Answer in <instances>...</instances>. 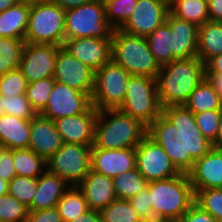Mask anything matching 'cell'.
<instances>
[{"instance_id": "obj_1", "label": "cell", "mask_w": 222, "mask_h": 222, "mask_svg": "<svg viewBox=\"0 0 222 222\" xmlns=\"http://www.w3.org/2000/svg\"><path fill=\"white\" fill-rule=\"evenodd\" d=\"M147 135L163 148L180 173L188 174L195 161L212 148L197 127L194 114L184 105L163 107L147 127Z\"/></svg>"}, {"instance_id": "obj_2", "label": "cell", "mask_w": 222, "mask_h": 222, "mask_svg": "<svg viewBox=\"0 0 222 222\" xmlns=\"http://www.w3.org/2000/svg\"><path fill=\"white\" fill-rule=\"evenodd\" d=\"M205 78V64L196 56L162 65L156 77L160 106L184 105Z\"/></svg>"}, {"instance_id": "obj_3", "label": "cell", "mask_w": 222, "mask_h": 222, "mask_svg": "<svg viewBox=\"0 0 222 222\" xmlns=\"http://www.w3.org/2000/svg\"><path fill=\"white\" fill-rule=\"evenodd\" d=\"M146 135L147 126L139 119H134L119 109L102 110L97 112L92 147L135 148Z\"/></svg>"}, {"instance_id": "obj_4", "label": "cell", "mask_w": 222, "mask_h": 222, "mask_svg": "<svg viewBox=\"0 0 222 222\" xmlns=\"http://www.w3.org/2000/svg\"><path fill=\"white\" fill-rule=\"evenodd\" d=\"M148 187L153 215L168 222H177L195 200L193 187L186 173L148 182Z\"/></svg>"}, {"instance_id": "obj_5", "label": "cell", "mask_w": 222, "mask_h": 222, "mask_svg": "<svg viewBox=\"0 0 222 222\" xmlns=\"http://www.w3.org/2000/svg\"><path fill=\"white\" fill-rule=\"evenodd\" d=\"M111 60L130 75L157 77L161 66L150 52L146 37L133 36L114 29Z\"/></svg>"}, {"instance_id": "obj_6", "label": "cell", "mask_w": 222, "mask_h": 222, "mask_svg": "<svg viewBox=\"0 0 222 222\" xmlns=\"http://www.w3.org/2000/svg\"><path fill=\"white\" fill-rule=\"evenodd\" d=\"M65 12L52 0H30L24 42L62 47L65 40Z\"/></svg>"}, {"instance_id": "obj_7", "label": "cell", "mask_w": 222, "mask_h": 222, "mask_svg": "<svg viewBox=\"0 0 222 222\" xmlns=\"http://www.w3.org/2000/svg\"><path fill=\"white\" fill-rule=\"evenodd\" d=\"M119 110L139 119L148 127L162 113L156 79L131 75L126 83V96Z\"/></svg>"}, {"instance_id": "obj_8", "label": "cell", "mask_w": 222, "mask_h": 222, "mask_svg": "<svg viewBox=\"0 0 222 222\" xmlns=\"http://www.w3.org/2000/svg\"><path fill=\"white\" fill-rule=\"evenodd\" d=\"M65 40L93 37L112 38L114 28L106 20L105 4L99 0L65 12Z\"/></svg>"}, {"instance_id": "obj_9", "label": "cell", "mask_w": 222, "mask_h": 222, "mask_svg": "<svg viewBox=\"0 0 222 222\" xmlns=\"http://www.w3.org/2000/svg\"><path fill=\"white\" fill-rule=\"evenodd\" d=\"M131 75L112 60L94 73L91 95L97 111L119 109L126 96V83Z\"/></svg>"}, {"instance_id": "obj_10", "label": "cell", "mask_w": 222, "mask_h": 222, "mask_svg": "<svg viewBox=\"0 0 222 222\" xmlns=\"http://www.w3.org/2000/svg\"><path fill=\"white\" fill-rule=\"evenodd\" d=\"M91 147L92 145L64 143L46 160L47 171L58 175L69 185L77 186L91 170Z\"/></svg>"}, {"instance_id": "obj_11", "label": "cell", "mask_w": 222, "mask_h": 222, "mask_svg": "<svg viewBox=\"0 0 222 222\" xmlns=\"http://www.w3.org/2000/svg\"><path fill=\"white\" fill-rule=\"evenodd\" d=\"M135 153L136 169L148 182L180 174L163 148L148 135L135 147Z\"/></svg>"}, {"instance_id": "obj_12", "label": "cell", "mask_w": 222, "mask_h": 222, "mask_svg": "<svg viewBox=\"0 0 222 222\" xmlns=\"http://www.w3.org/2000/svg\"><path fill=\"white\" fill-rule=\"evenodd\" d=\"M169 3L165 0H138L131 16L119 28L126 34L147 37L166 22Z\"/></svg>"}, {"instance_id": "obj_13", "label": "cell", "mask_w": 222, "mask_h": 222, "mask_svg": "<svg viewBox=\"0 0 222 222\" xmlns=\"http://www.w3.org/2000/svg\"><path fill=\"white\" fill-rule=\"evenodd\" d=\"M60 46L25 43L20 66L27 83L54 77L56 55Z\"/></svg>"}, {"instance_id": "obj_14", "label": "cell", "mask_w": 222, "mask_h": 222, "mask_svg": "<svg viewBox=\"0 0 222 222\" xmlns=\"http://www.w3.org/2000/svg\"><path fill=\"white\" fill-rule=\"evenodd\" d=\"M91 106V98L87 94L55 81L48 103L39 114L54 121L85 113Z\"/></svg>"}, {"instance_id": "obj_15", "label": "cell", "mask_w": 222, "mask_h": 222, "mask_svg": "<svg viewBox=\"0 0 222 222\" xmlns=\"http://www.w3.org/2000/svg\"><path fill=\"white\" fill-rule=\"evenodd\" d=\"M94 73L93 70L70 55L63 47L58 49L54 72L55 81L85 93L91 98Z\"/></svg>"}, {"instance_id": "obj_16", "label": "cell", "mask_w": 222, "mask_h": 222, "mask_svg": "<svg viewBox=\"0 0 222 222\" xmlns=\"http://www.w3.org/2000/svg\"><path fill=\"white\" fill-rule=\"evenodd\" d=\"M62 47L94 72L111 61L112 38L67 39Z\"/></svg>"}, {"instance_id": "obj_17", "label": "cell", "mask_w": 222, "mask_h": 222, "mask_svg": "<svg viewBox=\"0 0 222 222\" xmlns=\"http://www.w3.org/2000/svg\"><path fill=\"white\" fill-rule=\"evenodd\" d=\"M91 170L115 178L136 168L135 148L102 149L91 147Z\"/></svg>"}, {"instance_id": "obj_18", "label": "cell", "mask_w": 222, "mask_h": 222, "mask_svg": "<svg viewBox=\"0 0 222 222\" xmlns=\"http://www.w3.org/2000/svg\"><path fill=\"white\" fill-rule=\"evenodd\" d=\"M97 110L91 106L85 113L54 120L64 143L93 145Z\"/></svg>"}, {"instance_id": "obj_19", "label": "cell", "mask_w": 222, "mask_h": 222, "mask_svg": "<svg viewBox=\"0 0 222 222\" xmlns=\"http://www.w3.org/2000/svg\"><path fill=\"white\" fill-rule=\"evenodd\" d=\"M64 144L54 122L41 114L30 120V141L28 149L48 160Z\"/></svg>"}, {"instance_id": "obj_20", "label": "cell", "mask_w": 222, "mask_h": 222, "mask_svg": "<svg viewBox=\"0 0 222 222\" xmlns=\"http://www.w3.org/2000/svg\"><path fill=\"white\" fill-rule=\"evenodd\" d=\"M188 175L194 194L198 190L222 188V150L212 147L195 161Z\"/></svg>"}, {"instance_id": "obj_21", "label": "cell", "mask_w": 222, "mask_h": 222, "mask_svg": "<svg viewBox=\"0 0 222 222\" xmlns=\"http://www.w3.org/2000/svg\"><path fill=\"white\" fill-rule=\"evenodd\" d=\"M166 22L171 30L172 56L176 60L196 57L199 27L173 16L170 12L166 18Z\"/></svg>"}, {"instance_id": "obj_22", "label": "cell", "mask_w": 222, "mask_h": 222, "mask_svg": "<svg viewBox=\"0 0 222 222\" xmlns=\"http://www.w3.org/2000/svg\"><path fill=\"white\" fill-rule=\"evenodd\" d=\"M90 210L100 211L117 199L113 179L90 170L77 185Z\"/></svg>"}, {"instance_id": "obj_23", "label": "cell", "mask_w": 222, "mask_h": 222, "mask_svg": "<svg viewBox=\"0 0 222 222\" xmlns=\"http://www.w3.org/2000/svg\"><path fill=\"white\" fill-rule=\"evenodd\" d=\"M70 186L64 179L46 170L37 178V191L28 211L56 207L58 201Z\"/></svg>"}, {"instance_id": "obj_24", "label": "cell", "mask_w": 222, "mask_h": 222, "mask_svg": "<svg viewBox=\"0 0 222 222\" xmlns=\"http://www.w3.org/2000/svg\"><path fill=\"white\" fill-rule=\"evenodd\" d=\"M29 141L30 120L7 114L0 118V144L5 149H27Z\"/></svg>"}, {"instance_id": "obj_25", "label": "cell", "mask_w": 222, "mask_h": 222, "mask_svg": "<svg viewBox=\"0 0 222 222\" xmlns=\"http://www.w3.org/2000/svg\"><path fill=\"white\" fill-rule=\"evenodd\" d=\"M30 0H21L0 13V37L25 40Z\"/></svg>"}, {"instance_id": "obj_26", "label": "cell", "mask_w": 222, "mask_h": 222, "mask_svg": "<svg viewBox=\"0 0 222 222\" xmlns=\"http://www.w3.org/2000/svg\"><path fill=\"white\" fill-rule=\"evenodd\" d=\"M222 54V22L207 21L198 29L197 56L205 64Z\"/></svg>"}, {"instance_id": "obj_27", "label": "cell", "mask_w": 222, "mask_h": 222, "mask_svg": "<svg viewBox=\"0 0 222 222\" xmlns=\"http://www.w3.org/2000/svg\"><path fill=\"white\" fill-rule=\"evenodd\" d=\"M184 106L193 114L209 110H222V97L204 78L190 93Z\"/></svg>"}, {"instance_id": "obj_28", "label": "cell", "mask_w": 222, "mask_h": 222, "mask_svg": "<svg viewBox=\"0 0 222 222\" xmlns=\"http://www.w3.org/2000/svg\"><path fill=\"white\" fill-rule=\"evenodd\" d=\"M169 10L173 16L198 27L210 21L207 0H172Z\"/></svg>"}, {"instance_id": "obj_29", "label": "cell", "mask_w": 222, "mask_h": 222, "mask_svg": "<svg viewBox=\"0 0 222 222\" xmlns=\"http://www.w3.org/2000/svg\"><path fill=\"white\" fill-rule=\"evenodd\" d=\"M16 175L38 178L47 170L46 160L31 149H12Z\"/></svg>"}, {"instance_id": "obj_30", "label": "cell", "mask_w": 222, "mask_h": 222, "mask_svg": "<svg viewBox=\"0 0 222 222\" xmlns=\"http://www.w3.org/2000/svg\"><path fill=\"white\" fill-rule=\"evenodd\" d=\"M150 52L160 66L176 60L171 53V30L164 22L146 37Z\"/></svg>"}, {"instance_id": "obj_31", "label": "cell", "mask_w": 222, "mask_h": 222, "mask_svg": "<svg viewBox=\"0 0 222 222\" xmlns=\"http://www.w3.org/2000/svg\"><path fill=\"white\" fill-rule=\"evenodd\" d=\"M56 208L63 222L74 220L89 210L83 192L77 186H70L58 201Z\"/></svg>"}, {"instance_id": "obj_32", "label": "cell", "mask_w": 222, "mask_h": 222, "mask_svg": "<svg viewBox=\"0 0 222 222\" xmlns=\"http://www.w3.org/2000/svg\"><path fill=\"white\" fill-rule=\"evenodd\" d=\"M113 185L117 199L129 200L145 189L148 181L135 168L113 178Z\"/></svg>"}, {"instance_id": "obj_33", "label": "cell", "mask_w": 222, "mask_h": 222, "mask_svg": "<svg viewBox=\"0 0 222 222\" xmlns=\"http://www.w3.org/2000/svg\"><path fill=\"white\" fill-rule=\"evenodd\" d=\"M24 40L0 37V76L19 68Z\"/></svg>"}, {"instance_id": "obj_34", "label": "cell", "mask_w": 222, "mask_h": 222, "mask_svg": "<svg viewBox=\"0 0 222 222\" xmlns=\"http://www.w3.org/2000/svg\"><path fill=\"white\" fill-rule=\"evenodd\" d=\"M102 222H138L140 216L129 200L116 199L99 211Z\"/></svg>"}, {"instance_id": "obj_35", "label": "cell", "mask_w": 222, "mask_h": 222, "mask_svg": "<svg viewBox=\"0 0 222 222\" xmlns=\"http://www.w3.org/2000/svg\"><path fill=\"white\" fill-rule=\"evenodd\" d=\"M54 84V77H49L27 85L25 96L37 114L46 107Z\"/></svg>"}, {"instance_id": "obj_36", "label": "cell", "mask_w": 222, "mask_h": 222, "mask_svg": "<svg viewBox=\"0 0 222 222\" xmlns=\"http://www.w3.org/2000/svg\"><path fill=\"white\" fill-rule=\"evenodd\" d=\"M37 191V178L16 175L8 184V194L29 208Z\"/></svg>"}, {"instance_id": "obj_37", "label": "cell", "mask_w": 222, "mask_h": 222, "mask_svg": "<svg viewBox=\"0 0 222 222\" xmlns=\"http://www.w3.org/2000/svg\"><path fill=\"white\" fill-rule=\"evenodd\" d=\"M138 0H109L105 3L106 20L119 29L131 16Z\"/></svg>"}, {"instance_id": "obj_38", "label": "cell", "mask_w": 222, "mask_h": 222, "mask_svg": "<svg viewBox=\"0 0 222 222\" xmlns=\"http://www.w3.org/2000/svg\"><path fill=\"white\" fill-rule=\"evenodd\" d=\"M194 202L222 222V188L198 190Z\"/></svg>"}, {"instance_id": "obj_39", "label": "cell", "mask_w": 222, "mask_h": 222, "mask_svg": "<svg viewBox=\"0 0 222 222\" xmlns=\"http://www.w3.org/2000/svg\"><path fill=\"white\" fill-rule=\"evenodd\" d=\"M28 208L10 194L0 196V222H24Z\"/></svg>"}, {"instance_id": "obj_40", "label": "cell", "mask_w": 222, "mask_h": 222, "mask_svg": "<svg viewBox=\"0 0 222 222\" xmlns=\"http://www.w3.org/2000/svg\"><path fill=\"white\" fill-rule=\"evenodd\" d=\"M1 104L5 110V114L24 120H31L37 114L25 94L8 97L2 96Z\"/></svg>"}, {"instance_id": "obj_41", "label": "cell", "mask_w": 222, "mask_h": 222, "mask_svg": "<svg viewBox=\"0 0 222 222\" xmlns=\"http://www.w3.org/2000/svg\"><path fill=\"white\" fill-rule=\"evenodd\" d=\"M27 85L26 78L20 68L10 70L5 75L0 76V94L3 97L25 94Z\"/></svg>"}, {"instance_id": "obj_42", "label": "cell", "mask_w": 222, "mask_h": 222, "mask_svg": "<svg viewBox=\"0 0 222 222\" xmlns=\"http://www.w3.org/2000/svg\"><path fill=\"white\" fill-rule=\"evenodd\" d=\"M221 112L222 110H209L194 113L197 127L202 135L211 143L217 138Z\"/></svg>"}, {"instance_id": "obj_43", "label": "cell", "mask_w": 222, "mask_h": 222, "mask_svg": "<svg viewBox=\"0 0 222 222\" xmlns=\"http://www.w3.org/2000/svg\"><path fill=\"white\" fill-rule=\"evenodd\" d=\"M131 206L140 216V218H146L153 216V211L150 206L149 199V187L141 190L136 196L129 199Z\"/></svg>"}, {"instance_id": "obj_44", "label": "cell", "mask_w": 222, "mask_h": 222, "mask_svg": "<svg viewBox=\"0 0 222 222\" xmlns=\"http://www.w3.org/2000/svg\"><path fill=\"white\" fill-rule=\"evenodd\" d=\"M177 222H218L210 213L204 211L195 202Z\"/></svg>"}, {"instance_id": "obj_45", "label": "cell", "mask_w": 222, "mask_h": 222, "mask_svg": "<svg viewBox=\"0 0 222 222\" xmlns=\"http://www.w3.org/2000/svg\"><path fill=\"white\" fill-rule=\"evenodd\" d=\"M24 222H63L56 207L37 211H28Z\"/></svg>"}, {"instance_id": "obj_46", "label": "cell", "mask_w": 222, "mask_h": 222, "mask_svg": "<svg viewBox=\"0 0 222 222\" xmlns=\"http://www.w3.org/2000/svg\"><path fill=\"white\" fill-rule=\"evenodd\" d=\"M13 162L14 160L12 151L5 149L0 157V178L7 182L16 176Z\"/></svg>"}, {"instance_id": "obj_47", "label": "cell", "mask_w": 222, "mask_h": 222, "mask_svg": "<svg viewBox=\"0 0 222 222\" xmlns=\"http://www.w3.org/2000/svg\"><path fill=\"white\" fill-rule=\"evenodd\" d=\"M210 21L222 22V0H207Z\"/></svg>"}, {"instance_id": "obj_48", "label": "cell", "mask_w": 222, "mask_h": 222, "mask_svg": "<svg viewBox=\"0 0 222 222\" xmlns=\"http://www.w3.org/2000/svg\"><path fill=\"white\" fill-rule=\"evenodd\" d=\"M205 73H222V54L210 58L205 63Z\"/></svg>"}, {"instance_id": "obj_49", "label": "cell", "mask_w": 222, "mask_h": 222, "mask_svg": "<svg viewBox=\"0 0 222 222\" xmlns=\"http://www.w3.org/2000/svg\"><path fill=\"white\" fill-rule=\"evenodd\" d=\"M69 222H102L99 211L88 210Z\"/></svg>"}, {"instance_id": "obj_50", "label": "cell", "mask_w": 222, "mask_h": 222, "mask_svg": "<svg viewBox=\"0 0 222 222\" xmlns=\"http://www.w3.org/2000/svg\"><path fill=\"white\" fill-rule=\"evenodd\" d=\"M205 78L222 97V73H205Z\"/></svg>"}, {"instance_id": "obj_51", "label": "cell", "mask_w": 222, "mask_h": 222, "mask_svg": "<svg viewBox=\"0 0 222 222\" xmlns=\"http://www.w3.org/2000/svg\"><path fill=\"white\" fill-rule=\"evenodd\" d=\"M52 1L66 11L78 7L80 5L92 2L93 0H52Z\"/></svg>"}, {"instance_id": "obj_52", "label": "cell", "mask_w": 222, "mask_h": 222, "mask_svg": "<svg viewBox=\"0 0 222 222\" xmlns=\"http://www.w3.org/2000/svg\"><path fill=\"white\" fill-rule=\"evenodd\" d=\"M212 147L215 149L222 150V112L220 115V122H219V127H218L217 138L212 143Z\"/></svg>"}, {"instance_id": "obj_53", "label": "cell", "mask_w": 222, "mask_h": 222, "mask_svg": "<svg viewBox=\"0 0 222 222\" xmlns=\"http://www.w3.org/2000/svg\"><path fill=\"white\" fill-rule=\"evenodd\" d=\"M19 1L21 0H0V13L10 8L11 6H14Z\"/></svg>"}, {"instance_id": "obj_54", "label": "cell", "mask_w": 222, "mask_h": 222, "mask_svg": "<svg viewBox=\"0 0 222 222\" xmlns=\"http://www.w3.org/2000/svg\"><path fill=\"white\" fill-rule=\"evenodd\" d=\"M138 222H168V221L153 215L151 217L140 218Z\"/></svg>"}, {"instance_id": "obj_55", "label": "cell", "mask_w": 222, "mask_h": 222, "mask_svg": "<svg viewBox=\"0 0 222 222\" xmlns=\"http://www.w3.org/2000/svg\"><path fill=\"white\" fill-rule=\"evenodd\" d=\"M8 184L9 182L0 178V196L8 194Z\"/></svg>"}, {"instance_id": "obj_56", "label": "cell", "mask_w": 222, "mask_h": 222, "mask_svg": "<svg viewBox=\"0 0 222 222\" xmlns=\"http://www.w3.org/2000/svg\"><path fill=\"white\" fill-rule=\"evenodd\" d=\"M1 102H2V95L0 94V118H1L3 115H5V110H4Z\"/></svg>"}, {"instance_id": "obj_57", "label": "cell", "mask_w": 222, "mask_h": 222, "mask_svg": "<svg viewBox=\"0 0 222 222\" xmlns=\"http://www.w3.org/2000/svg\"><path fill=\"white\" fill-rule=\"evenodd\" d=\"M4 150H5V148L0 144V157H1V154L3 153Z\"/></svg>"}, {"instance_id": "obj_58", "label": "cell", "mask_w": 222, "mask_h": 222, "mask_svg": "<svg viewBox=\"0 0 222 222\" xmlns=\"http://www.w3.org/2000/svg\"><path fill=\"white\" fill-rule=\"evenodd\" d=\"M99 1H101L102 3H106L107 1H109V0H99Z\"/></svg>"}]
</instances>
